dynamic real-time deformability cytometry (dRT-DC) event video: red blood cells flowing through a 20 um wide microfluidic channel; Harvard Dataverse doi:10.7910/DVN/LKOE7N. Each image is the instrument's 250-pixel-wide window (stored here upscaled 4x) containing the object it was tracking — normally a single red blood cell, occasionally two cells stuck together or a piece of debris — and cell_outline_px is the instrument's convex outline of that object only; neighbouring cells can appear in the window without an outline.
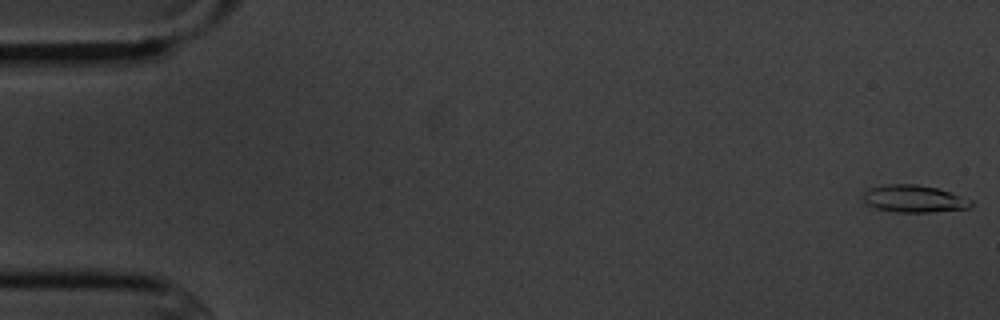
{"species": "common noctule bat (a hibernating species)", "species_latin": "Nyctalus noctula", "temperature_condition": "cold", "stored_images_in_passage": 4, "camera_frame_rate_fps": 3000, "um_per_image_px": 0.085, "animal": {"sex": "male", "body_mass_g": 20.1, "forearm_length_mm": 53.5}, "frame": {"image": 1, "passage_image": 1, "time_ms": 0.0, "image_size_px": [1000, 320], "cell_outline_px": [[972, 204], [968, 208], [928, 212], [896, 212], [876, 208], [868, 204], [864, 200], [864, 192], [868, 188], [884, 184], [916, 184], [936, 188], [972, 200]], "centroid_in_image_um": [77.65, 16.89], "position_along_channel_um": 7.4, "area_um2": 16.88}}